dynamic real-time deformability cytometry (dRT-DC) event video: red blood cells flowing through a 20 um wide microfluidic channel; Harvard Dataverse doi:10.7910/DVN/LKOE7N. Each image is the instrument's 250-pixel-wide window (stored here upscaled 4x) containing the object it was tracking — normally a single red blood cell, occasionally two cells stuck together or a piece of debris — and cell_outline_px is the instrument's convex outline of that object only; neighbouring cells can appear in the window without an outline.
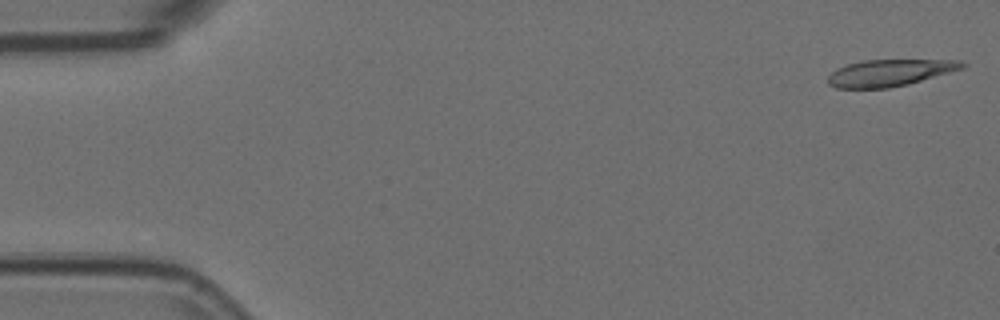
{"species": "Egyptian fruit bat (a non-hibernating species)", "species_latin": "Rousettus aegyptiacus", "temperature_condition": "room temperature", "stored_images_in_passage": 7, "camera_frame_rate_fps": 3000, "um_per_image_px": 0.085, "animal": {"sex": "female"}, "frame": {"image": 1, "passage_image": 1, "time_ms": 0.0, "image_size_px": [1000, 320], "cell_outline_px": [[968, 64], [964, 68], [908, 84], [888, 88], [836, 88], [828, 84], [828, 76], [836, 68], [848, 64], [864, 60], [960, 60]], "centroid_in_image_um": [75.63, 6.18], "position_along_channel_um": 9.4, "area_um2": 20.87}}